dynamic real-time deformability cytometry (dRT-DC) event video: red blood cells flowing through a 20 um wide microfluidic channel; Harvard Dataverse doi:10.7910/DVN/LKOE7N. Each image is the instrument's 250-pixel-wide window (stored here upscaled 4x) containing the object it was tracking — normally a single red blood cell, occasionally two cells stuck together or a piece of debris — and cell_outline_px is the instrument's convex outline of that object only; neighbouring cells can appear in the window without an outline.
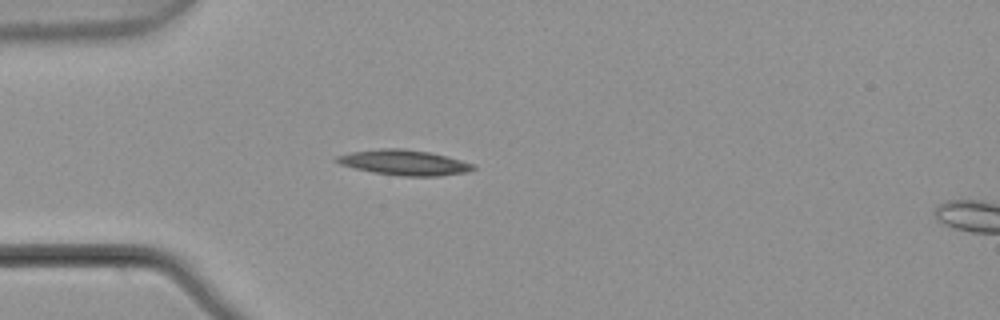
{"species": "common noctule bat (a hibernating species)", "species_latin": "Nyctalus noctula", "temperature_condition": "warm", "stored_images_in_passage": 2, "camera_frame_rate_fps": 3000, "um_per_image_px": 0.085, "animal": {"sex": "male", "body_mass_g": 21.5, "forearm_length_mm": 52.0}, "frame": {"image": 1, "passage_image": 1, "time_ms": 0.0, "image_size_px": [1000, 320], "cell_outline_px": [[476, 168], [468, 172], [440, 176], [404, 176], [372, 172], [340, 164], [332, 160], [336, 156], [352, 152], [384, 148], [400, 148], [428, 152], [448, 156], [472, 164]], "centroid_in_image_um": [34.35, 13.82], "position_along_channel_um": 50.6, "area_um2": 19.94}}